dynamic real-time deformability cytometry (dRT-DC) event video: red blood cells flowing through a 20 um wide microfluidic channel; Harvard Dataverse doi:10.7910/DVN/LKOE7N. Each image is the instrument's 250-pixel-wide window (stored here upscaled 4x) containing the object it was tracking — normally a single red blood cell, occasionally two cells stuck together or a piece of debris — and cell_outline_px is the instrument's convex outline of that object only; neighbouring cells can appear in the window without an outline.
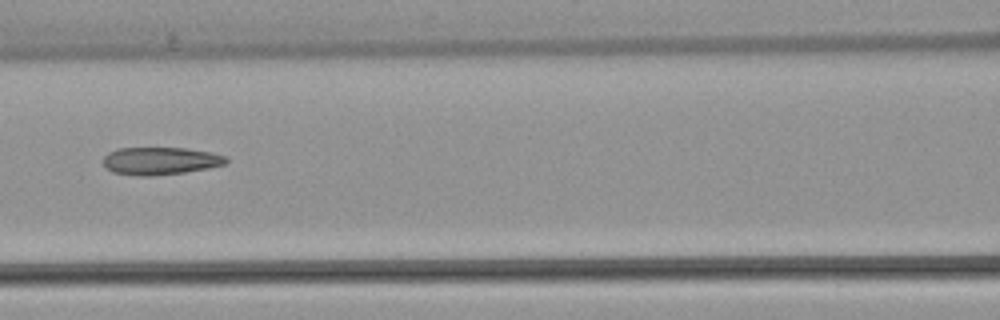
{"species": "common noctule bat (a hibernating species)", "species_latin": "Nyctalus noctula", "temperature_condition": "warm", "stored_images_in_passage": 5, "camera_frame_rate_fps": 3000, "um_per_image_px": 0.085, "animal": {"sex": "female", "body_mass_g": 22.7, "forearm_length_mm": 54.2}, "frame": {"image": 1, "passage_image": 5, "time_ms": 5.0, "image_size_px": [1000, 320], "cell_outline_px": [[228, 160], [224, 164], [208, 168], [184, 172], [152, 176], [140, 176], [112, 172], [104, 168], [104, 156], [108, 152], [116, 148], [188, 148], [212, 152], [228, 156]], "centroid_in_image_um": [13.62, 13.67], "position_along_channel_um": 153.0, "area_um2": 19.94}}